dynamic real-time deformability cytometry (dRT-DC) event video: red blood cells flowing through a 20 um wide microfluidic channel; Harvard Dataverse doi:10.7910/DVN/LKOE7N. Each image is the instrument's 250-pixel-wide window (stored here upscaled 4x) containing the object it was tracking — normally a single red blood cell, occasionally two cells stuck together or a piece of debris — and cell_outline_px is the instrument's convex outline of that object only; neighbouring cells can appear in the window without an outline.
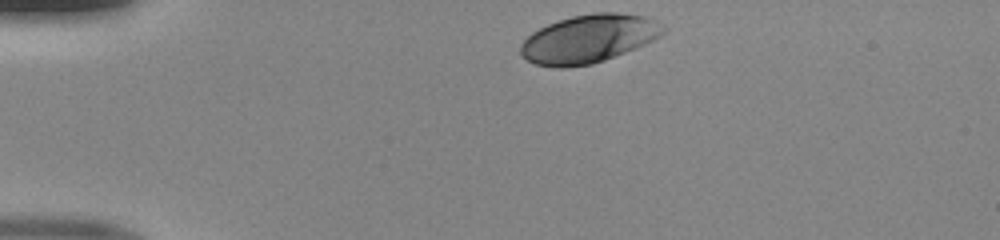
{"species": "human", "species_latin": "Homo sapiens", "temperature_condition": "room temperature", "stored_images_in_passage": 32, "camera_frame_rate_fps": 3000, "um_per_image_px": 0.085, "donor": {"sex": "male"}, "frame": {"image": 1, "passage_image": 1, "time_ms": 0.0, "image_size_px": [1000, 240], "cell_outline_px": [[668, 28], [660, 36], [636, 48], [604, 60], [592, 64], [564, 68], [556, 68], [536, 64], [528, 60], [520, 52], [520, 44], [532, 32], [548, 24], [572, 16], [596, 12], [616, 12], [644, 16]], "centroid_in_image_um": [50.03, 3.3], "position_along_channel_um": 35.0, "area_um2": 39.82}}
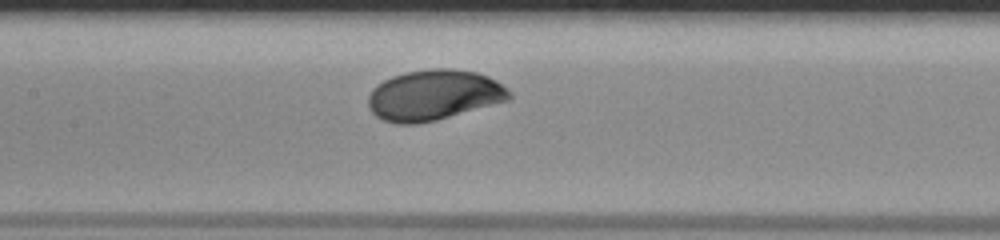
{"frame": {"image": 2, "passage_image": 15, "time_ms": 4.667, "image_size_px": [1000, 240], "cell_outline_px": [[512, 96], [508, 100], [436, 120], [416, 124], [396, 124], [384, 120], [376, 116], [368, 108], [368, 96], [372, 88], [384, 80], [392, 76], [408, 72], [432, 68], [452, 68], [476, 72], [488, 76], [496, 80], [512, 92]], "centroid_in_image_um": [36.86, 8.08], "position_along_channel_um": 170.5, "area_um2": 41.5}}
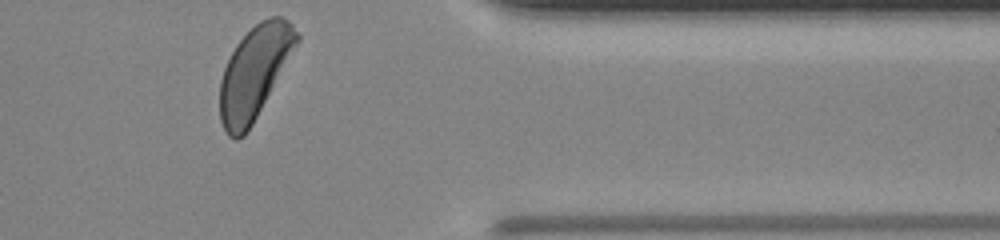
{"frame": {"image": 3, "passage_image": 32, "time_ms": 10.333, "image_size_px": [1000, 240], "cell_outline_px": [[300, 40], [252, 124], [244, 136], [236, 140], [228, 136], [220, 120], [220, 80], [224, 68], [236, 44], [260, 20], [268, 16], [284, 16], [292, 24], [300, 36]], "centroid_in_image_um": [21.63, 6.14], "position_along_channel_um": 389.8, "area_um2": 40.98}}